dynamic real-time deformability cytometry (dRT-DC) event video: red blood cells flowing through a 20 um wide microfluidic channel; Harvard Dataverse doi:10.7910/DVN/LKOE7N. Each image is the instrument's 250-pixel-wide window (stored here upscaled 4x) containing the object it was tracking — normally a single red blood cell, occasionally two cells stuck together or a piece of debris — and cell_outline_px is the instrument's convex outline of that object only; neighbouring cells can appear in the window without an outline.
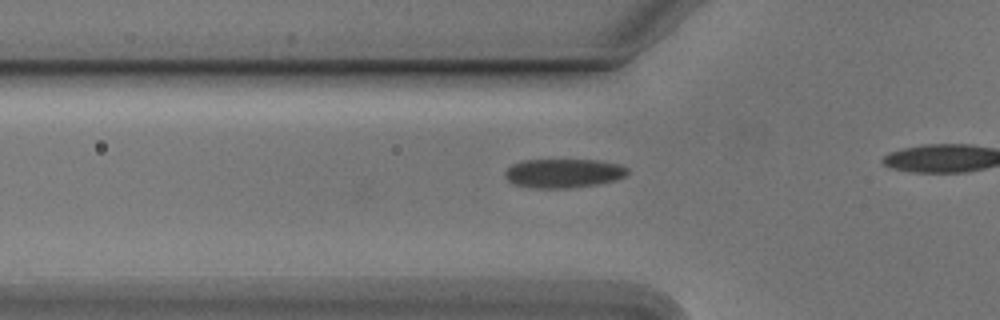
{"species": "Egyptian fruit bat (a non-hibernating species)", "species_latin": "Rousettus aegyptiacus", "temperature_condition": "cold", "stored_images_in_passage": 13, "camera_frame_rate_fps": 3000, "um_per_image_px": 0.085, "animal": {"sex": "male"}, "frame": {"image": 1, "passage_image": 4, "time_ms": 1.0, "image_size_px": [1000, 320], "cell_outline_px": [[628, 176], [616, 180], [600, 184], [572, 188], [532, 188], [512, 184], [504, 176], [504, 172], [512, 164], [524, 160], [596, 160], [620, 164], [628, 168]], "centroid_in_image_um": [47.92, 14.73], "position_along_channel_um": 77.9, "area_um2": 21.04}}
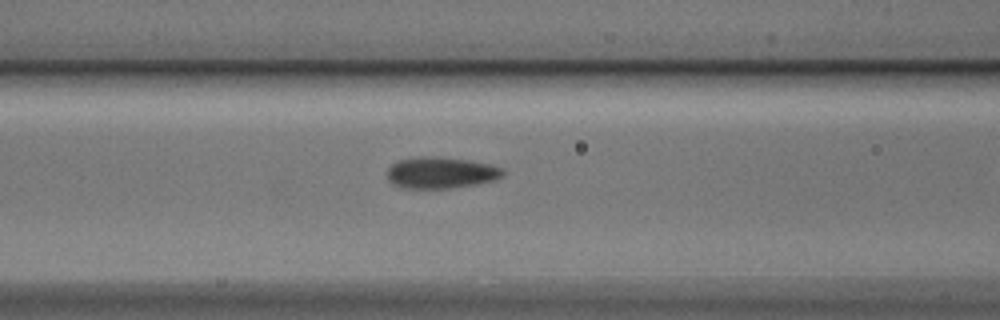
{"frame": {"image": 2, "passage_image": 8, "time_ms": 2.333, "image_size_px": [1000, 320], "cell_outline_px": [[504, 176], [492, 180], [476, 184], [452, 188], [400, 188], [392, 184], [388, 180], [388, 168], [392, 164], [400, 160], [420, 156], [436, 156], [468, 160], [492, 164], [504, 168]], "centroid_in_image_um": [37.48, 14.68], "position_along_channel_um": 129.1, "area_um2": 21.33}}
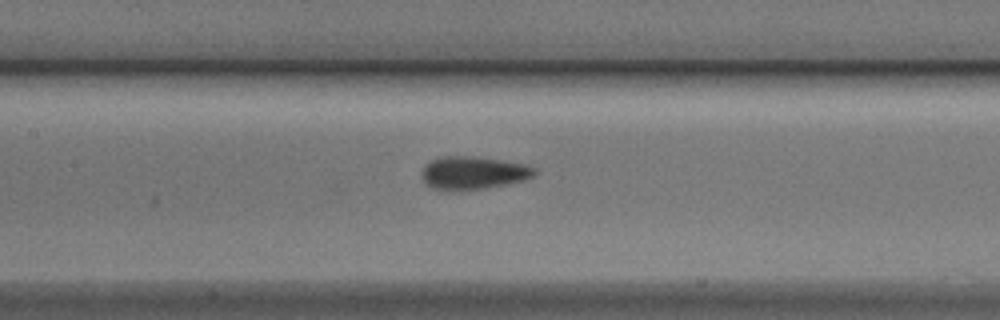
{"frame": {"image": 3, "passage_image": 11, "time_ms": 3.333, "image_size_px": [1000, 320], "cell_outline_px": [[536, 172], [532, 176], [524, 180], [508, 184], [484, 188], [452, 192], [432, 188], [424, 184], [420, 176], [420, 172], [424, 164], [428, 160], [440, 156], [472, 156], [500, 160], [524, 164], [536, 168]], "centroid_in_image_um": [40.11, 14.7], "position_along_channel_um": 167.3, "area_um2": 22.2}}